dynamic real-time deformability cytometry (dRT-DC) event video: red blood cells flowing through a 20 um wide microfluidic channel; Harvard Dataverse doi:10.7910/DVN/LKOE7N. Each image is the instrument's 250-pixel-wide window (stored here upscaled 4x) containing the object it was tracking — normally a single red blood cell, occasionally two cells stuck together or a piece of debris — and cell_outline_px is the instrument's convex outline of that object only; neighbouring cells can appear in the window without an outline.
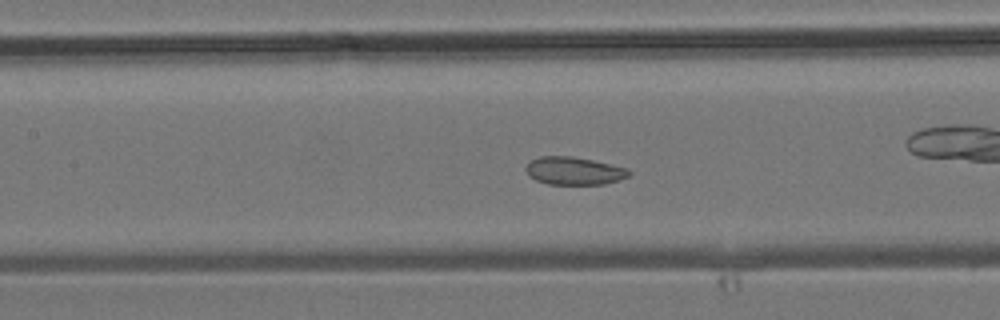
{"species": "common noctule bat (a hibernating species)", "species_latin": "Nyctalus noctula", "temperature_condition": "room temperature", "stored_images_in_passage": 46, "camera_frame_rate_fps": 3000, "um_per_image_px": 0.085, "animal": {"sex": "male", "body_mass_g": 19.2, "forearm_length_mm": 51.8}, "frame": {"image": 1, "passage_image": 20, "time_ms": 6.333, "image_size_px": [1000, 320], "cell_outline_px": [[632, 172], [628, 176], [620, 180], [604, 184], [548, 184], [536, 180], [528, 176], [524, 168], [532, 160], [540, 156], [572, 156], [592, 160], [628, 168]], "centroid_in_image_um": [48.79, 14.52], "position_along_channel_um": 158.6, "area_um2": 16.76}}